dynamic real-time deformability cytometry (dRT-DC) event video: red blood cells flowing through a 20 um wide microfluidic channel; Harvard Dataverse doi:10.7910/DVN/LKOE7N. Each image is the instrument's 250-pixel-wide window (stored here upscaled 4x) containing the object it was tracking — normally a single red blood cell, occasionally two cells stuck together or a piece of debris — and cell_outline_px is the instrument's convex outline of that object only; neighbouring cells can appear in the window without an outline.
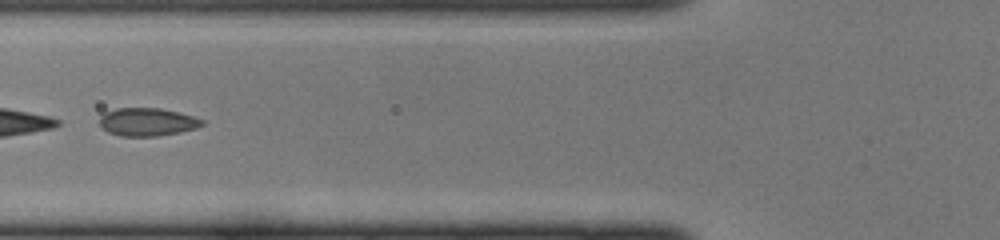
{"species": "common noctule bat (a hibernating species)", "species_latin": "Nyctalus noctula", "temperature_condition": "cold", "stored_images_in_passage": 32, "camera_frame_rate_fps": 3000, "um_per_image_px": 0.085, "animal": {"sex": "female", "body_mass_g": 22.0, "forearm_length_mm": 56.7}, "frame": {"image": 1, "passage_image": 5, "time_ms": 1.333, "image_size_px": [1000, 240], "cell_outline_px": [[204, 124], [196, 128], [180, 132], [156, 136], [120, 136], [108, 132], [100, 124], [100, 116], [104, 112], [116, 108], [160, 108], [192, 116], [204, 120]], "centroid_in_image_um": [12.5, 10.36], "position_along_channel_um": 113.3, "area_um2": 16.65}}